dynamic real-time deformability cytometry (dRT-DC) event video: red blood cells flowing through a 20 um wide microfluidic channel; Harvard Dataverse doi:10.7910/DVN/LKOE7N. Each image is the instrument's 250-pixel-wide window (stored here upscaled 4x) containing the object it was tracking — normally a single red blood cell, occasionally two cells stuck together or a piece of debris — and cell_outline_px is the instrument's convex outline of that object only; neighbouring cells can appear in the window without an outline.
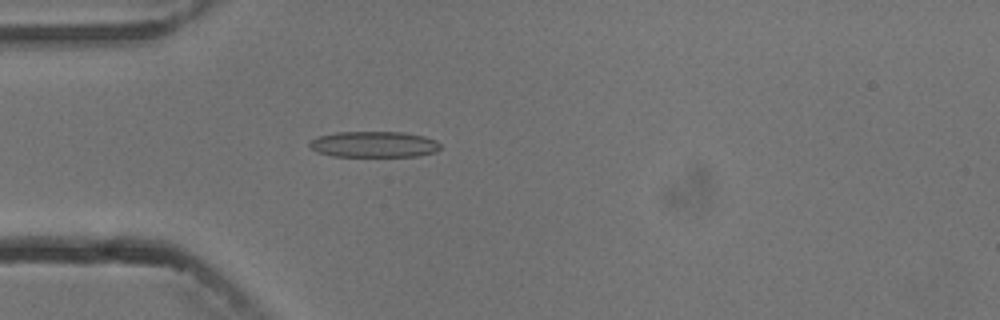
{"species": "common noctule bat (a hibernating species)", "species_latin": "Nyctalus noctula", "temperature_condition": "cold", "stored_images_in_passage": 4, "camera_frame_rate_fps": 3000, "um_per_image_px": 0.085, "animal": {"sex": "male", "body_mass_g": 13.3}, "frame": {"image": 1, "passage_image": 4, "time_ms": 4.333, "image_size_px": [1000, 320], "cell_outline_px": [[440, 148], [436, 152], [416, 156], [332, 156], [316, 152], [308, 144], [308, 140], [316, 136], [336, 132], [404, 132], [424, 136], [436, 140], [440, 144]], "centroid_in_image_um": [31.75, 12.26], "position_along_channel_um": 53.3, "area_um2": 20.0}}